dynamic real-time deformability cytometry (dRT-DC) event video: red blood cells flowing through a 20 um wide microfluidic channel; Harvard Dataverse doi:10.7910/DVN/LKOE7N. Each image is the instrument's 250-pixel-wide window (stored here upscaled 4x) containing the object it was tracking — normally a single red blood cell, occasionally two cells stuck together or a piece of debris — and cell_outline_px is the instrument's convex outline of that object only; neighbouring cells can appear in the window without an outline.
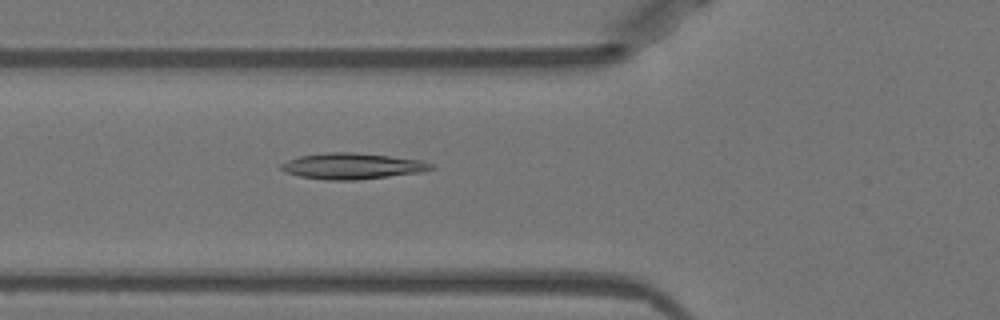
{"species": "Egyptian fruit bat (a non-hibernating species)", "species_latin": "Rousettus aegyptiacus", "temperature_condition": "warm", "stored_images_in_passage": 38, "camera_frame_rate_fps": 3000, "um_per_image_px": 0.085, "animal": {"sex": "female"}, "frame": {"image": 1, "passage_image": 9, "time_ms": 2.667, "image_size_px": [1000, 320], "cell_outline_px": [[436, 168], [420, 172], [356, 180], [324, 180], [300, 176], [284, 172], [280, 168], [280, 164], [288, 160], [300, 156], [324, 152], [352, 152], [424, 160], [432, 164]], "centroid_in_image_um": [29.92, 14.11], "position_along_channel_um": 95.9, "area_um2": 22.72}}
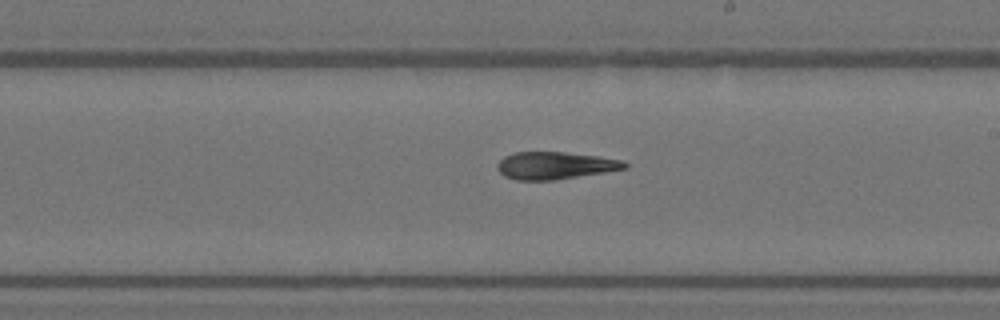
{"frame": {"image": 2, "passage_image": 20, "time_ms": 6.333, "image_size_px": [1000, 320], "cell_outline_px": [[628, 168], [556, 180], [516, 180], [504, 176], [496, 168], [496, 164], [504, 156], [516, 152], [564, 152], [600, 156], [624, 160], [628, 164]], "centroid_in_image_um": [47.19, 14.07], "position_along_channel_um": 241.8, "area_um2": 20.46}}
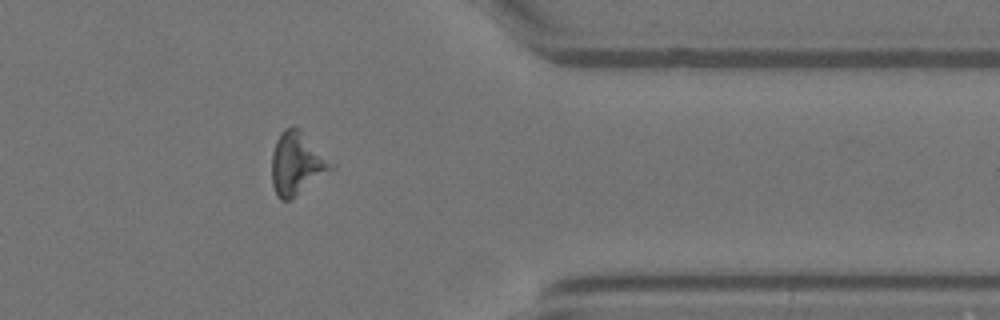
{"frame": {"image": 3, "passage_image": 32, "time_ms": 10.333, "image_size_px": [1000, 320], "cell_outline_px": [[336, 168], [292, 200], [280, 200], [276, 196], [272, 184], [272, 152], [276, 140], [284, 128], [292, 124], [300, 128], [336, 164]], "centroid_in_image_um": [25.28, 13.9], "position_along_channel_um": 386.1, "area_um2": 22.54}}